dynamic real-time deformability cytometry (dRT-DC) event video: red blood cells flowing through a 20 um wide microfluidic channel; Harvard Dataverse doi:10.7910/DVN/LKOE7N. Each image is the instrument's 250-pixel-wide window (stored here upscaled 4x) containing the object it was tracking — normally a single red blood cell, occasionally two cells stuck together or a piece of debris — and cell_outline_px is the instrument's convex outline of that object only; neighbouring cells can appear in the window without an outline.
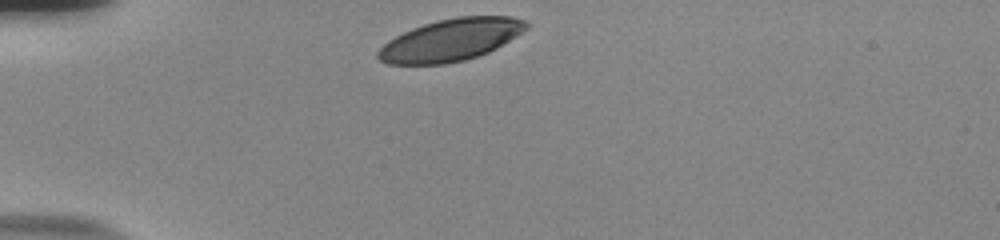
{"species": "human", "species_latin": "Homo sapiens", "temperature_condition": "room temperature", "stored_images_in_passage": 33, "camera_frame_rate_fps": 3000, "um_per_image_px": 0.085, "donor": {"sex": "male"}, "frame": {"image": 1, "passage_image": 1, "time_ms": 0.0, "image_size_px": [1000, 240], "cell_outline_px": [[532, 24], [528, 28], [516, 36], [496, 48], [488, 52], [464, 60], [444, 64], [388, 64], [380, 60], [376, 56], [376, 52], [388, 40], [412, 28], [424, 24], [440, 20], [460, 16], [512, 16], [528, 20]], "centroid_in_image_um": [38.35, 3.38], "position_along_channel_um": 46.7, "area_um2": 36.3}}
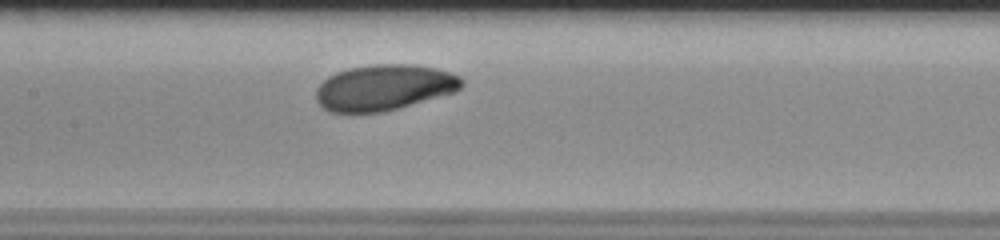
{"frame": {"image": 2, "passage_image": 14, "time_ms": 4.333, "image_size_px": [1000, 240], "cell_outline_px": [[464, 84], [456, 92], [396, 108], [380, 112], [328, 112], [316, 100], [316, 88], [328, 76], [336, 72], [348, 68], [372, 64], [416, 64], [436, 68], [460, 76], [464, 80]], "centroid_in_image_um": [32.65, 7.42], "position_along_channel_um": 174.8, "area_um2": 38.9}}
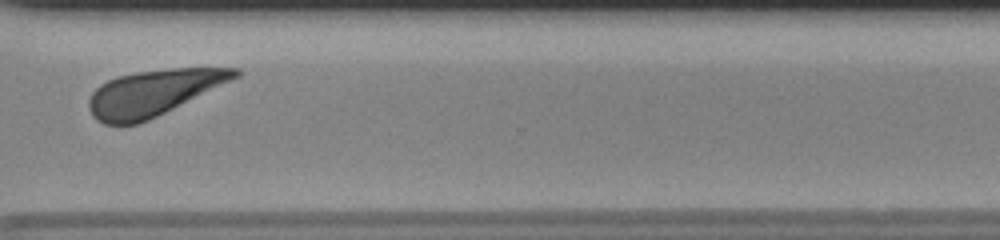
{"frame": {"image": 3, "passage_image": 29, "time_ms": 9.333, "image_size_px": [1000, 240], "cell_outline_px": [[240, 76], [148, 120], [136, 124], [104, 124], [96, 120], [92, 116], [88, 108], [88, 100], [92, 92], [100, 84], [116, 76], [136, 72], [172, 68], [240, 68]], "centroid_in_image_um": [12.99, 7.88], "position_along_channel_um": 357.6, "area_um2": 38.67}, "authors_computed_cell_mechanics": {"area_um2": 38.9572, "velocity_mm_per_s": 3.6533, "shape_relaxation_time_tau1_ms": 1.0637, "shape_relaxation_time_tau2_ms": null, "deformation_change_tau1": 0.0825, "deformation_change_tau2": null}}